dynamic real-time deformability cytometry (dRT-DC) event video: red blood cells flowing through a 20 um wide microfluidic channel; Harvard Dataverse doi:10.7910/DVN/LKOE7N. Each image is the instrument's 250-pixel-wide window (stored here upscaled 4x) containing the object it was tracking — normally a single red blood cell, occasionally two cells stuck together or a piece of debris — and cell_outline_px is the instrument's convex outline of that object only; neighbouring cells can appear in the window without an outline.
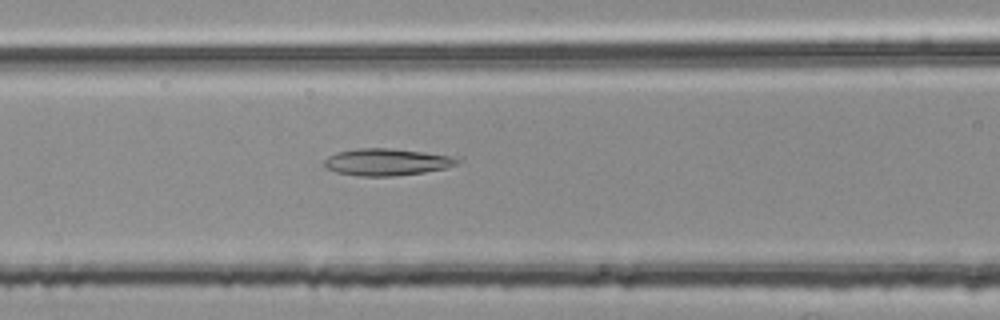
{"species": "common noctule bat (a hibernating species)", "species_latin": "Nyctalus noctula", "temperature_condition": "room temperature", "stored_images_in_passage": 41, "camera_frame_rate_fps": 3000, "um_per_image_px": 0.085, "animal": {"sex": "female", "body_mass_g": 25.1}, "frame": {"image": 1, "passage_image": 10, "time_ms": 3.0, "image_size_px": [1000, 320], "cell_outline_px": [[460, 160], [456, 164], [444, 168], [424, 172], [392, 176], [360, 176], [336, 172], [328, 168], [324, 164], [324, 160], [328, 156], [336, 152], [356, 148], [392, 148], [424, 152], [452, 156]], "centroid_in_image_um": [32.84, 13.76], "position_along_channel_um": 133.8, "area_um2": 20.75}}
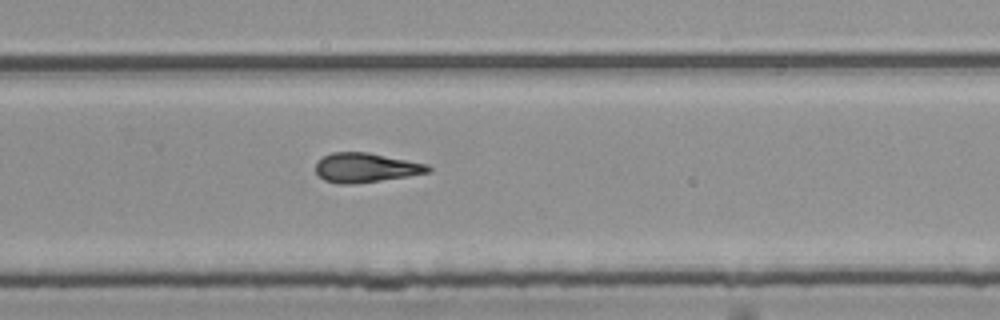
{"frame": {"image": 2, "passage_image": 23, "time_ms": 7.333, "image_size_px": [1000, 320], "cell_outline_px": [[432, 172], [408, 176], [352, 184], [340, 184], [324, 180], [316, 172], [316, 164], [324, 156], [332, 152], [368, 152], [428, 164], [432, 168]], "centroid_in_image_um": [31.12, 14.25], "position_along_channel_um": 298.7, "area_um2": 19.19}}
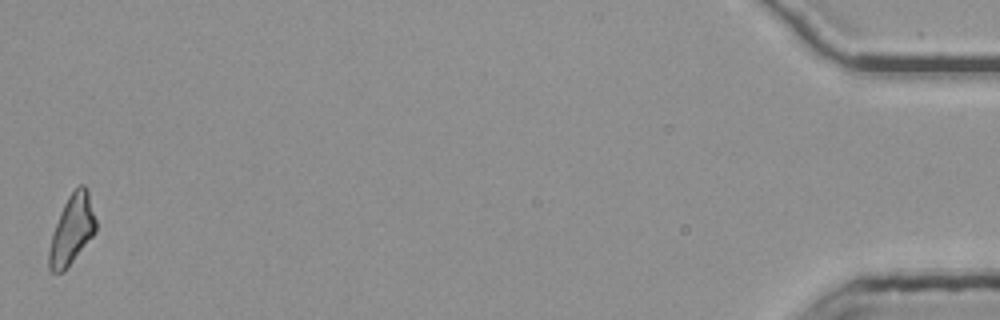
{"frame": {"image": 3, "passage_image": 41, "time_ms": 13.333, "image_size_px": [1000, 320], "cell_outline_px": [[96, 232], [64, 272], [52, 272], [48, 268], [48, 252], [52, 232], [60, 212], [68, 196], [80, 184], [84, 184], [88, 188], [96, 220]], "centroid_in_image_um": [6.11, 19.53], "position_along_channel_um": 429.1, "area_um2": 19.07}, "authors_computed_cell_mechanics": {"area_um2": 19.1896, "velocity_mm_per_s": 3.8146, "shape_relaxation_time_tau1_ms": null, "shape_relaxation_time_tau2_ms": 4.03, "deformation_change_tau1": null, "deformation_change_tau2": 0.1614}}